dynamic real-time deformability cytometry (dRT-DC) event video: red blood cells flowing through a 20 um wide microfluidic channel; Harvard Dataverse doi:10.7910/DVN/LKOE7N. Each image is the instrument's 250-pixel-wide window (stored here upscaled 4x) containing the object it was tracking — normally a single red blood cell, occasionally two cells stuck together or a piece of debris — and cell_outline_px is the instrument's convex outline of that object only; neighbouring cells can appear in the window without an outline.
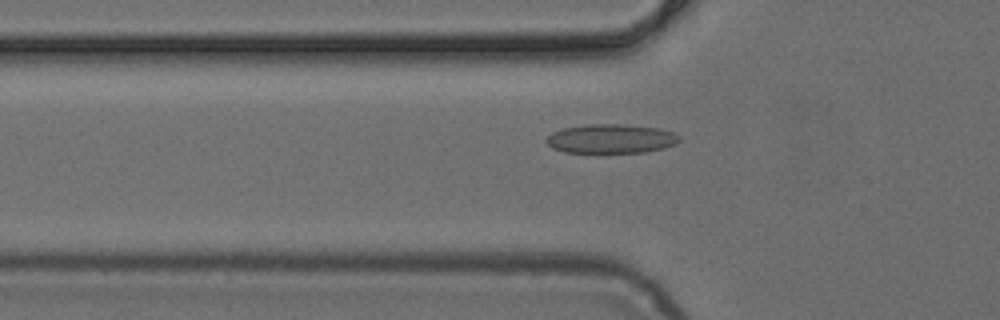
{"species": "common noctule bat (a hibernating species)", "species_latin": "Nyctalus noctula", "temperature_condition": "cold", "stored_images_in_passage": 50, "camera_frame_rate_fps": 3000, "um_per_image_px": 0.085, "animal": {"sex": "female", "body_mass_g": 24.6, "forearm_length_mm": 56.2}, "frame": {"image": 1, "passage_image": 17, "time_ms": 5.333, "image_size_px": [1000, 320], "cell_outline_px": [[680, 140], [676, 144], [664, 148], [644, 152], [564, 152], [552, 148], [544, 140], [552, 132], [560, 128], [584, 124], [624, 124], [660, 128], [676, 132], [680, 136]], "centroid_in_image_um": [51.94, 11.77], "position_along_channel_um": 73.9, "area_um2": 22.89}}
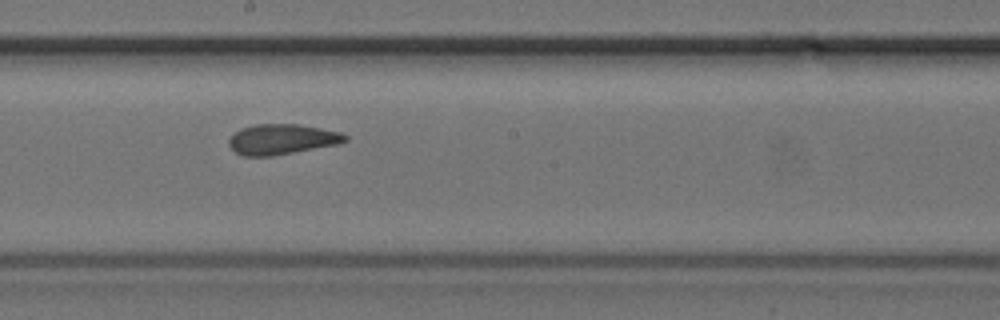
{"frame": {"image": 2, "passage_image": 28, "time_ms": 9.0, "image_size_px": [1000, 320], "cell_outline_px": [[348, 140], [340, 144], [272, 156], [244, 156], [236, 152], [228, 144], [228, 140], [240, 128], [256, 124], [296, 124], [320, 128], [340, 132], [348, 136]], "centroid_in_image_um": [23.98, 11.84], "position_along_channel_um": 224.2, "area_um2": 20.52}}
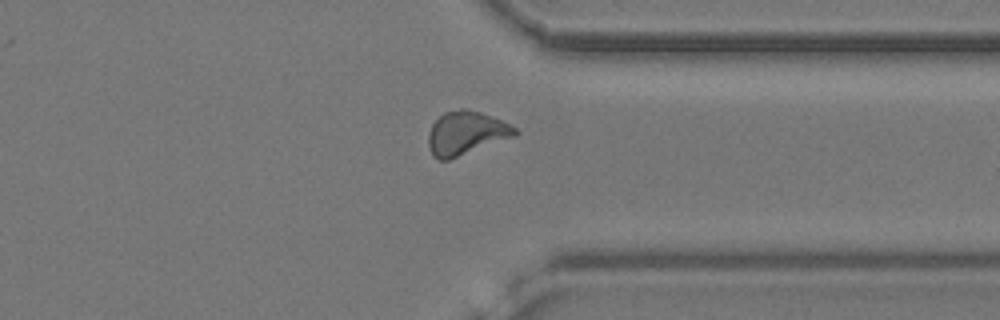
{"frame": {"image": 3, "passage_image": 39, "time_ms": 12.667, "image_size_px": [1000, 320], "cell_outline_px": [[520, 132], [516, 136], [448, 160], [440, 160], [432, 156], [428, 144], [428, 132], [432, 124], [444, 112], [460, 108], [468, 108], [492, 116], [516, 128]], "centroid_in_image_um": [39.6, 11.31], "position_along_channel_um": 371.8, "area_um2": 22.08}}